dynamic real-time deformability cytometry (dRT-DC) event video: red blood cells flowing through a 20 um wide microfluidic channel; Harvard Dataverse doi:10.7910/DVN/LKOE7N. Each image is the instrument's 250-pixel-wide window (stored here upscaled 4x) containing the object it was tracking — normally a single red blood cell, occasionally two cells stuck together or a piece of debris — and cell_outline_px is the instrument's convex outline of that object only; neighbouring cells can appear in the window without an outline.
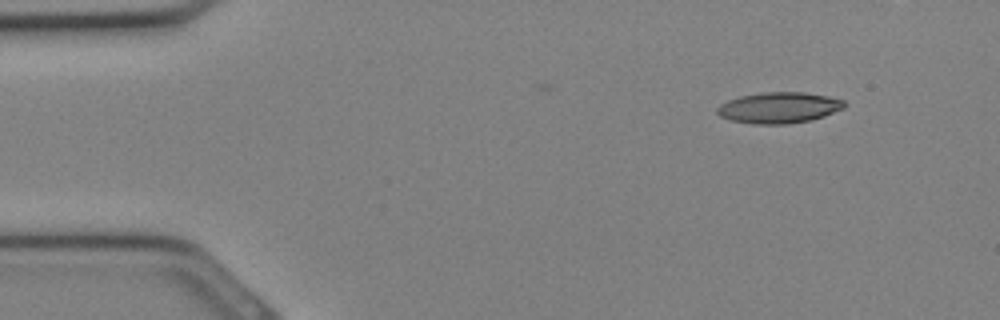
{"species": "Egyptian fruit bat (a non-hibernating species)", "species_latin": "Rousettus aegyptiacus", "temperature_condition": "cold", "stored_images_in_passage": 29, "camera_frame_rate_fps": 3000, "um_per_image_px": 0.085, "animal": {"sex": "female"}, "frame": {"image": 1, "passage_image": 1, "time_ms": 0.0, "image_size_px": [1000, 320], "cell_outline_px": [[848, 104], [844, 108], [824, 116], [812, 120], [788, 124], [752, 124], [732, 120], [720, 116], [716, 112], [716, 108], [720, 104], [728, 100], [740, 96], [764, 92], [804, 92], [828, 96], [844, 100]], "centroid_in_image_um": [66.23, 9.15], "position_along_channel_um": 18.8, "area_um2": 23.12}}
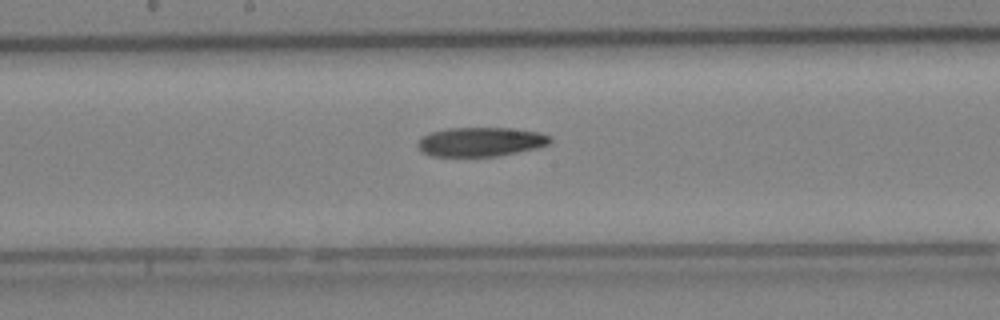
{"frame": {"image": 2, "passage_image": 14, "time_ms": 4.333, "image_size_px": [1000, 320], "cell_outline_px": [[552, 140], [548, 144], [536, 148], [496, 156], [432, 156], [424, 152], [416, 144], [424, 136], [432, 132], [448, 128], [508, 128], [540, 132], [548, 136]], "centroid_in_image_um": [40.87, 12.05], "position_along_channel_um": 207.3, "area_um2": 22.14}}
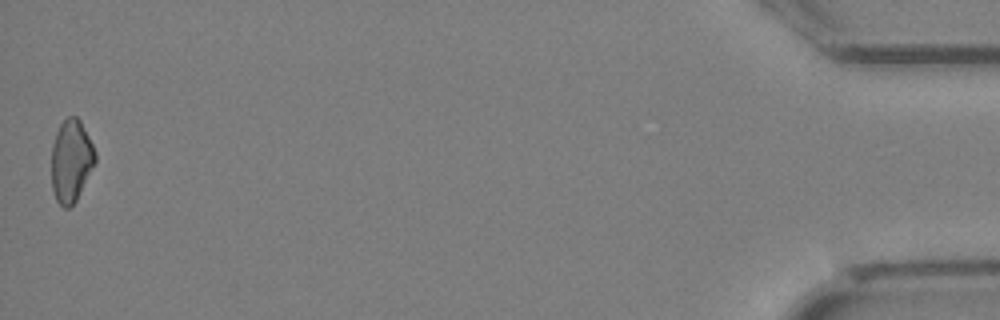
{"frame": {"image": 3, "passage_image": 29, "time_ms": 9.333, "image_size_px": [1000, 320], "cell_outline_px": [[96, 160], [76, 200], [68, 208], [64, 208], [56, 200], [52, 188], [52, 144], [56, 132], [60, 124], [68, 116], [76, 116], [80, 120], [96, 152]], "centroid_in_image_um": [6.03, 13.65], "position_along_channel_um": 429.2, "area_um2": 20.75}}